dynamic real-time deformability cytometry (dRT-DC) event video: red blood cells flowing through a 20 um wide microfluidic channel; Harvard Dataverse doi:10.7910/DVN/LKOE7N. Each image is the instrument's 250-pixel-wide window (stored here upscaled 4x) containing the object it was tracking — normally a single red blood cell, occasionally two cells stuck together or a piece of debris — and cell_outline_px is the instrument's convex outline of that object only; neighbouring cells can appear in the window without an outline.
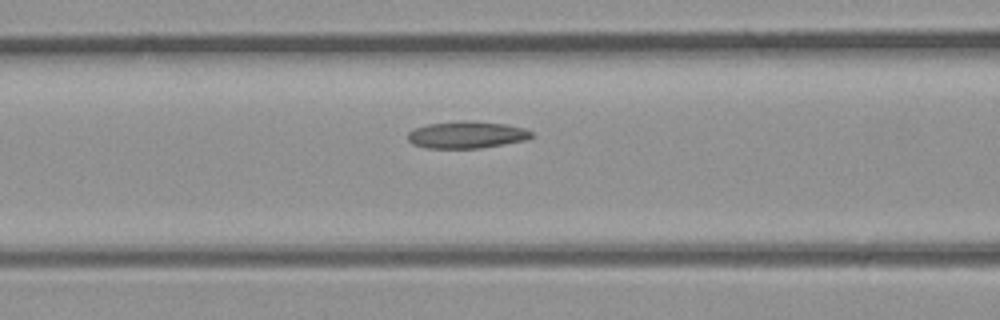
{"species": "common noctule bat (a hibernating species)", "species_latin": "Nyctalus noctula", "temperature_condition": "room temperature", "stored_images_in_passage": 4, "camera_frame_rate_fps": 3000, "um_per_image_px": 0.085, "animal": {"sex": "male", "body_mass_g": 23.1, "forearm_length_mm": 52.7}, "frame": {"image": 1, "passage_image": 4, "time_ms": 1.0, "image_size_px": [1000, 320], "cell_outline_px": [[532, 136], [524, 140], [504, 144], [480, 148], [424, 148], [412, 144], [408, 140], [408, 132], [416, 128], [428, 124], [460, 120], [464, 120], [504, 124], [524, 128], [532, 132]], "centroid_in_image_um": [39.63, 11.46], "position_along_channel_um": 127.0, "area_um2": 19.36}}